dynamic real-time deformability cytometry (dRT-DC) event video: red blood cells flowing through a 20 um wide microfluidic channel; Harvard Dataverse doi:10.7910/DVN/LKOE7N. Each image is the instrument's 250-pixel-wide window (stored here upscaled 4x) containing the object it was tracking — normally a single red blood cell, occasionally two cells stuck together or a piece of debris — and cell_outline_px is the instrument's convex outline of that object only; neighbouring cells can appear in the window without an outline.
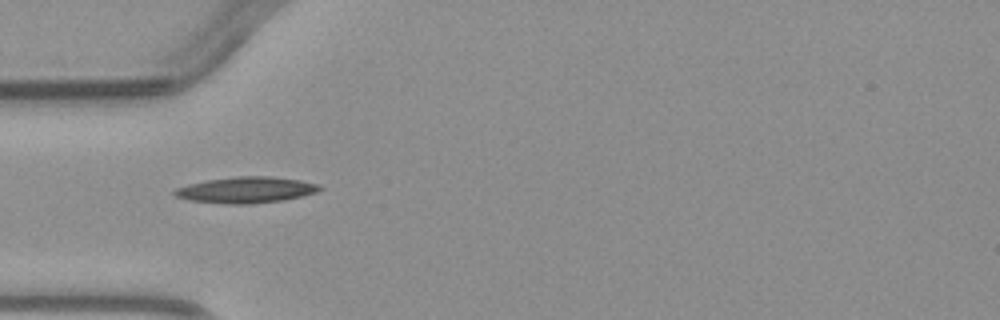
{"species": "common noctule bat (a hibernating species)", "species_latin": "Nyctalus noctula", "temperature_condition": "warm", "stored_images_in_passage": 3, "camera_frame_rate_fps": 3000, "um_per_image_px": 0.085, "animal": {"sex": "male", "body_mass_g": 23.1, "forearm_length_mm": 52.7}, "frame": {"image": 1, "passage_image": 3, "time_ms": 3.333, "image_size_px": [1000, 320], "cell_outline_px": [[324, 188], [316, 192], [284, 200], [252, 204], [228, 204], [188, 200], [176, 196], [172, 192], [176, 188], [188, 184], [208, 180], [236, 176], [268, 176], [300, 180], [320, 184]], "centroid_in_image_um": [20.93, 16.14], "position_along_channel_um": 64.1, "area_um2": 22.08}}